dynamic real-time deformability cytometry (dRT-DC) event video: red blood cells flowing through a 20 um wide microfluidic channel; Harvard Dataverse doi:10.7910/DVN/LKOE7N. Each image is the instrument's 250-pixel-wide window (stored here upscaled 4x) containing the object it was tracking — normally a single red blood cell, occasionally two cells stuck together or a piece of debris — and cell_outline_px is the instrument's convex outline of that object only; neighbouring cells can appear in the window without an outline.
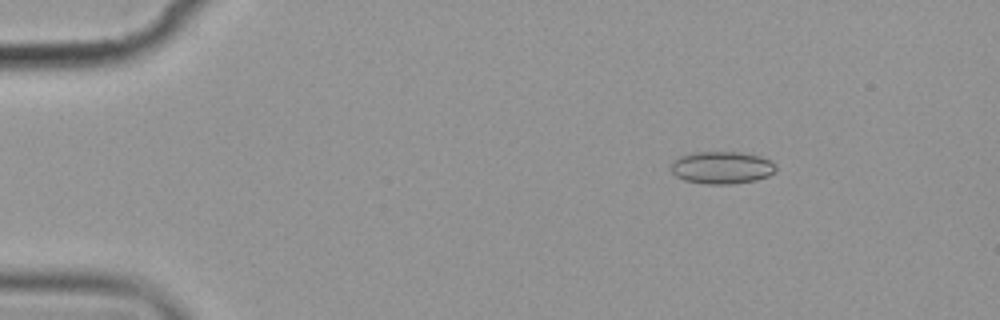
{"species": "common noctule bat (a hibernating species)", "species_latin": "Nyctalus noctula", "temperature_condition": "cold", "stored_images_in_passage": 4, "camera_frame_rate_fps": 3000, "um_per_image_px": 0.085, "animal": {"sex": "female", "body_mass_g": 19.9}, "frame": {"image": 1, "passage_image": 1, "time_ms": 0.0, "image_size_px": [1000, 320], "cell_outline_px": [[776, 168], [768, 176], [756, 180], [732, 184], [704, 184], [684, 180], [676, 176], [672, 172], [672, 160], [680, 156], [696, 152], [740, 152], [760, 156], [776, 164]], "centroid_in_image_um": [61.34, 14.25], "position_along_channel_um": 23.7, "area_um2": 19.77}}
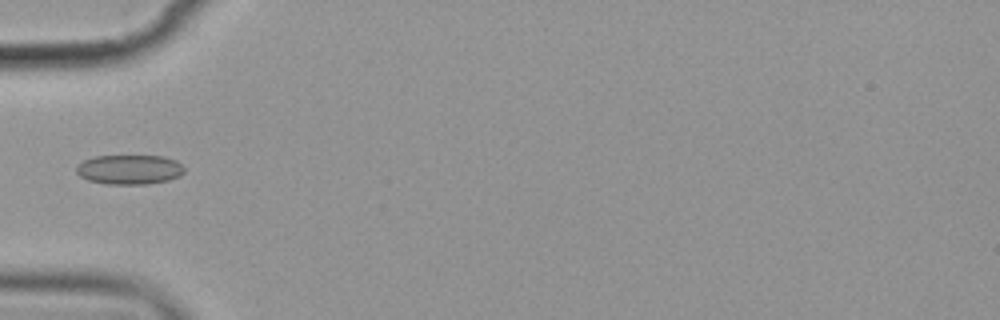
{"frame": {"image": 2, "passage_image": 4, "time_ms": 3.667, "image_size_px": [1000, 320], "cell_outline_px": [[184, 172], [180, 176], [168, 180], [148, 184], [108, 184], [88, 180], [80, 176], [76, 172], [76, 168], [84, 160], [96, 156], [164, 156], [176, 160], [184, 168]], "centroid_in_image_um": [11.02, 14.41], "position_along_channel_um": 74.0, "area_um2": 18.55}}